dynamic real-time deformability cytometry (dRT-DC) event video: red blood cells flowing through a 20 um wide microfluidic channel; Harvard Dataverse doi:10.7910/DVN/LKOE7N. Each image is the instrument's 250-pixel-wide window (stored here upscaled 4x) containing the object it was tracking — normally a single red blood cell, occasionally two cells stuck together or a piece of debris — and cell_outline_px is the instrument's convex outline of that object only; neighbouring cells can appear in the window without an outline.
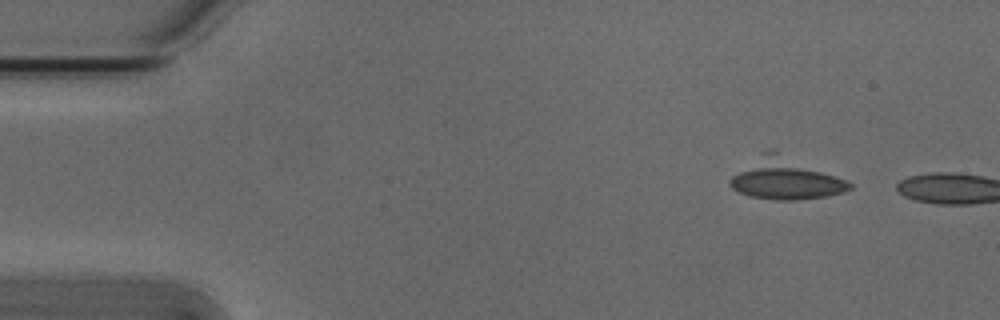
{"species": "Egyptian fruit bat (a non-hibernating species)", "species_latin": "Rousettus aegyptiacus", "temperature_condition": "cold", "stored_images_in_passage": 11, "camera_frame_rate_fps": 3000, "um_per_image_px": 0.085, "animal": {"sex": "male"}, "frame": {"image": 1, "passage_image": 4, "time_ms": 1.0, "image_size_px": [1000, 320], "cell_outline_px": [[852, 188], [844, 192], [828, 196], [796, 200], [776, 200], [752, 196], [736, 192], [728, 184], [728, 180], [732, 176], [768, 148], [776, 148], [848, 180], [852, 184]], "centroid_in_image_um": [66.81, 15.16], "position_along_channel_um": 18.2, "area_um2": 29.3}}